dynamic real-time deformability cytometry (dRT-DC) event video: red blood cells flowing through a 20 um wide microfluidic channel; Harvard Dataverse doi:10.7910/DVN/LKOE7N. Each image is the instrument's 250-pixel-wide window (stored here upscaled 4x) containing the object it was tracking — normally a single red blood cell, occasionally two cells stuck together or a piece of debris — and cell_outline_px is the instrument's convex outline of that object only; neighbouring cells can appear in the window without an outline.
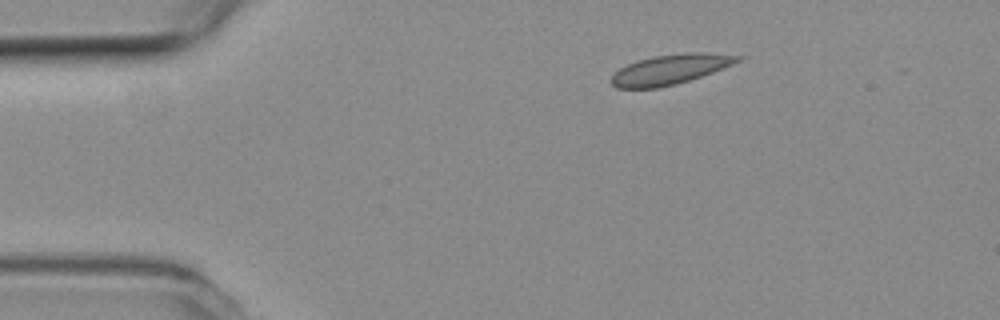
{"species": "common noctule bat (a hibernating species)", "species_latin": "Nyctalus noctula", "temperature_condition": "room temperature", "stored_images_in_passage": 4, "camera_frame_rate_fps": 3000, "um_per_image_px": 0.085, "animal": {"sex": "female", "body_mass_g": 19.3, "forearm_length_mm": 54.1}, "frame": {"image": 1, "passage_image": 1, "time_ms": 0.0, "image_size_px": [1000, 320], "cell_outline_px": [[748, 56], [732, 64], [712, 72], [676, 84], [656, 88], [616, 88], [608, 80], [620, 68], [628, 64], [652, 56], [688, 52], [704, 52]], "centroid_in_image_um": [56.97, 5.89], "position_along_channel_um": 28.0, "area_um2": 21.91}}
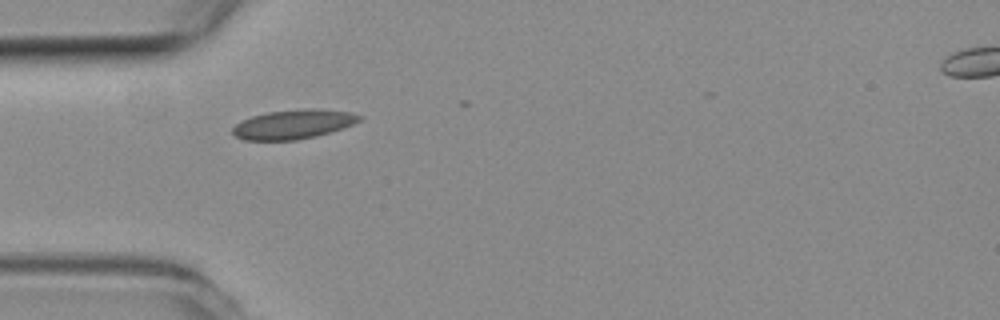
{"frame": {"image": 2, "passage_image": 3, "time_ms": 0.667, "image_size_px": [1000, 320], "cell_outline_px": [[360, 120], [352, 124], [316, 136], [296, 140], [244, 140], [236, 136], [232, 132], [232, 128], [236, 124], [252, 116], [268, 112], [304, 108], [316, 108], [352, 112], [360, 116]], "centroid_in_image_um": [24.92, 10.55], "position_along_channel_um": 60.1, "area_um2": 21.39}}